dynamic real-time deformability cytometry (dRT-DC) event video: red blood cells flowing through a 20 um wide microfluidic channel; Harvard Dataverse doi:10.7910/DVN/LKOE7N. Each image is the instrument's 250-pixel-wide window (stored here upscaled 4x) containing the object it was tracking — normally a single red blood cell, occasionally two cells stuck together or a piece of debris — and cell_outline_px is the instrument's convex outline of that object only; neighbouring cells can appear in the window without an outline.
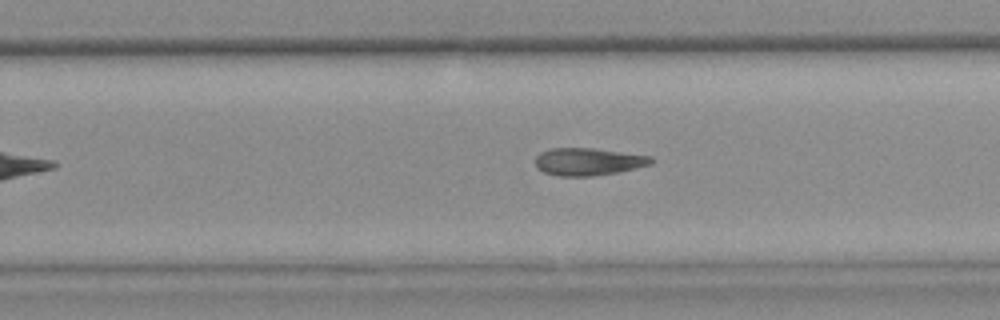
{"species": "common noctule bat (a hibernating species)", "species_latin": "Nyctalus noctula", "temperature_condition": "warm", "stored_images_in_passage": 33, "camera_frame_rate_fps": 3000, "um_per_image_px": 0.085, "animal": {"sex": "female", "body_mass_g": 25.1}, "frame": {"image": 1, "passage_image": 24, "time_ms": 7.667, "image_size_px": [1000, 320], "cell_outline_px": [[656, 160], [652, 164], [620, 172], [592, 176], [560, 176], [544, 172], [536, 168], [536, 156], [540, 152], [552, 148], [592, 148], [652, 156]], "centroid_in_image_um": [50.03, 13.74], "position_along_channel_um": 279.8, "area_um2": 18.67}, "authors_computed_cell_mechanics": {"area_um2": 18.6694, "velocity_mm_per_s": 3.7509, "shape_relaxation_time_tau1_ms": null, "shape_relaxation_time_tau2_ms": 7.477, "deformation_change_tau1": null, "deformation_change_tau2": 0.1438}}